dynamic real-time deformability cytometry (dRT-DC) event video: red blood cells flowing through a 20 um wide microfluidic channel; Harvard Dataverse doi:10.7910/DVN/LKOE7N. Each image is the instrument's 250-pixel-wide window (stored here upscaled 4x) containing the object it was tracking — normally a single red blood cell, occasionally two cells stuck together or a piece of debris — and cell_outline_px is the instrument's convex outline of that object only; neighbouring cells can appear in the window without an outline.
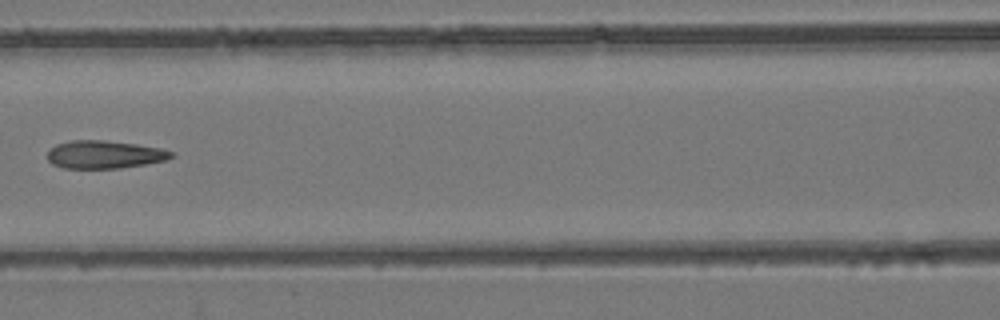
{"species": "common noctule bat (a hibernating species)", "species_latin": "Nyctalus noctula", "temperature_condition": "room temperature", "stored_images_in_passage": 6, "camera_frame_rate_fps": 3000, "um_per_image_px": 0.085, "animal": {"sex": "female", "body_mass_g": 24.6, "forearm_length_mm": 56.2}, "frame": {"image": 1, "passage_image": 6, "time_ms": 7.0, "image_size_px": [1000, 320], "cell_outline_px": [[176, 156], [164, 160], [144, 164], [120, 168], [64, 168], [52, 164], [48, 160], [48, 152], [56, 144], [72, 140], [104, 140], [136, 144], [160, 148], [172, 152]], "centroid_in_image_um": [8.87, 13.13], "position_along_channel_um": 157.7, "area_um2": 20.0}}